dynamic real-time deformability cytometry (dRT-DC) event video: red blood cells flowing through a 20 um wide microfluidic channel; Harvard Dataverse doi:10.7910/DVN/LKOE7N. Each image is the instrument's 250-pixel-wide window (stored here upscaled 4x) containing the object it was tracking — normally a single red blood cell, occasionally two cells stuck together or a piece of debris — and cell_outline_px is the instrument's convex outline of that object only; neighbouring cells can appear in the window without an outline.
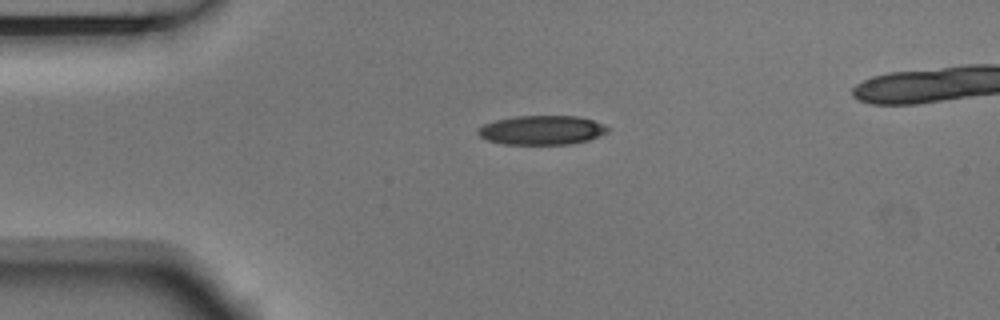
{"species": "Egyptian fruit bat (a non-hibernating species)", "species_latin": "Rousettus aegyptiacus", "temperature_condition": "room temperature", "stored_images_in_passage": 3, "camera_frame_rate_fps": 3000, "um_per_image_px": 0.085, "animal": {"sex": "male"}, "frame": {"image": 1, "passage_image": 1, "time_ms": 0.0, "image_size_px": [1000, 320], "cell_outline_px": [[608, 132], [588, 140], [572, 144], [504, 144], [488, 140], [480, 136], [476, 132], [484, 124], [496, 120], [516, 116], [580, 116], [604, 124], [608, 128]], "centroid_in_image_um": [46.07, 11.06], "position_along_channel_um": 38.9, "area_um2": 21.96}}